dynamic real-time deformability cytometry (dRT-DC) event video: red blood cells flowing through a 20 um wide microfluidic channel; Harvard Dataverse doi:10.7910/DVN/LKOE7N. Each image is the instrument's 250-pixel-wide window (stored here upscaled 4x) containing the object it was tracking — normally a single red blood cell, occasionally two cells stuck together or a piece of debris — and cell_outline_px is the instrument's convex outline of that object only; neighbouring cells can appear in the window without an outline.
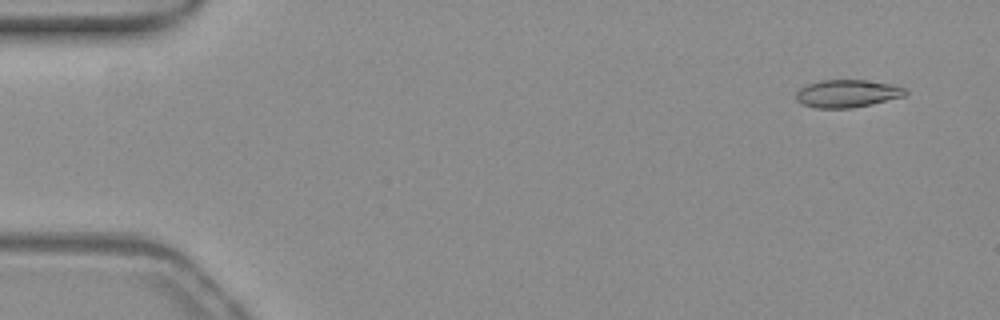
{"species": "common noctule bat (a hibernating species)", "species_latin": "Nyctalus noctula", "temperature_condition": "warm", "stored_images_in_passage": 53, "camera_frame_rate_fps": 3000, "um_per_image_px": 0.085, "animal": {"sex": "female", "body_mass_g": 19.3, "forearm_length_mm": 54.1}, "frame": {"image": 1, "passage_image": 3, "time_ms": 0.667, "image_size_px": [1000, 320], "cell_outline_px": [[908, 92], [904, 96], [872, 104], [852, 108], [816, 108], [804, 104], [796, 100], [796, 92], [804, 84], [820, 80], [864, 80], [892, 84], [904, 88]], "centroid_in_image_um": [71.99, 7.94], "position_along_channel_um": 13.0, "area_um2": 17.69}}
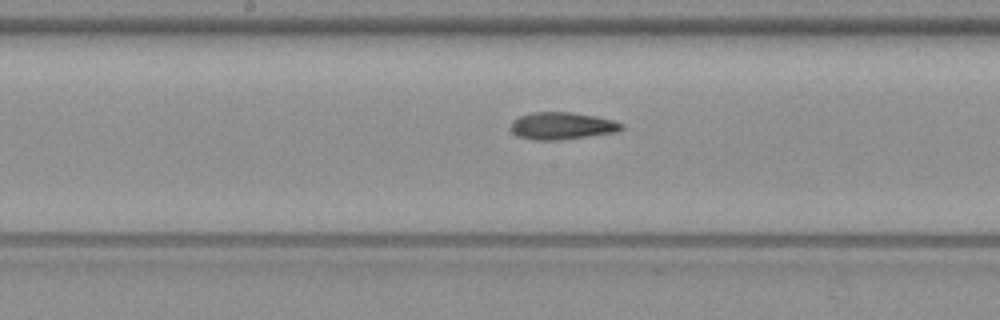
{"frame": {"image": 2, "passage_image": 27, "time_ms": 8.667, "image_size_px": [1000, 320], "cell_outline_px": [[624, 128], [616, 132], [560, 140], [532, 140], [520, 136], [512, 132], [512, 120], [520, 116], [532, 112], [572, 112], [596, 116], [612, 120], [624, 124]], "centroid_in_image_um": [47.78, 10.69], "position_along_channel_um": 200.4, "area_um2": 17.51}}
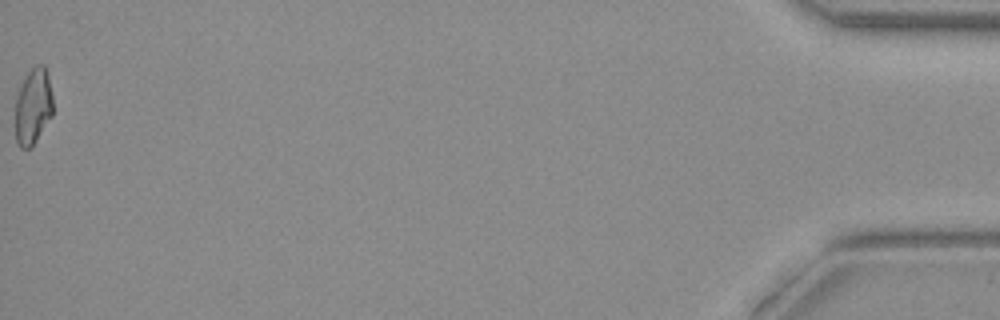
{"frame": {"image": 3, "passage_image": 53, "time_ms": 17.333, "image_size_px": [1000, 320], "cell_outline_px": [[52, 116], [36, 140], [28, 148], [20, 148], [16, 144], [16, 96], [20, 84], [24, 76], [36, 64], [44, 64], [48, 72], [52, 92]], "centroid_in_image_um": [2.82, 8.99], "position_along_channel_um": 432.4, "area_um2": 16.88}, "authors_computed_cell_mechanics": {"area_um2": 17.5712, "velocity_mm_per_s": 3.896, "shape_relaxation_time_tau1_ms": 7.6592, "shape_relaxation_time_tau2_ms": 3.2142, "deformation_change_tau1": 0.2031, "deformation_change_tau2": 0.115}}